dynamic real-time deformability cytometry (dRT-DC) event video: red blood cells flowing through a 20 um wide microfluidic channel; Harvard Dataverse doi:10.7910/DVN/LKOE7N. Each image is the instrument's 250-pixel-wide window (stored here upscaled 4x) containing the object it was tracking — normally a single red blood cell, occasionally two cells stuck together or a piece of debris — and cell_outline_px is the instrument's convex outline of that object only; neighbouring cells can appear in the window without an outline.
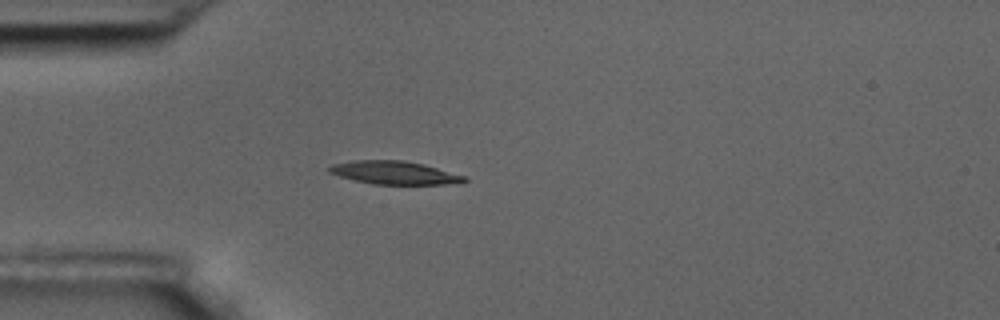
{"species": "common noctule bat (a hibernating species)", "species_latin": "Nyctalus noctula", "temperature_condition": "room temperature", "stored_images_in_passage": 5, "camera_frame_rate_fps": 3000, "um_per_image_px": 0.085, "animal": {"sex": "male", "body_mass_g": 17.5, "forearm_length_mm": 52.3}, "frame": {"image": 1, "passage_image": 5, "time_ms": 1.333, "image_size_px": [1000, 320], "cell_outline_px": [[468, 180], [444, 184], [372, 184], [340, 176], [328, 172], [328, 168], [332, 164], [356, 160], [404, 160], [424, 164], [468, 176]], "centroid_in_image_um": [33.54, 14.67], "position_along_channel_um": 51.5, "area_um2": 18.15}}